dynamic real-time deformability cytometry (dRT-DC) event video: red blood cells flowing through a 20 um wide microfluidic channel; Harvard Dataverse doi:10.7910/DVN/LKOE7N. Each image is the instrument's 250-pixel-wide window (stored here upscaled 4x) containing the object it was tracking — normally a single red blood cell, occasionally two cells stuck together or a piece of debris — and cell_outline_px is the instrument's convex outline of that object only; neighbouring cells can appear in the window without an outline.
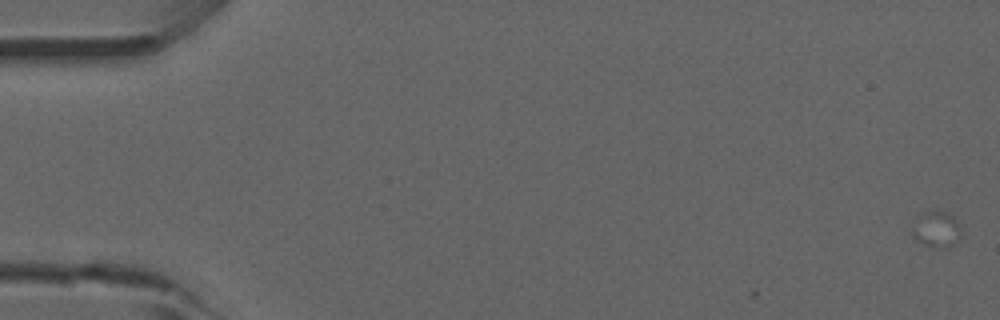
{"species": "common noctule bat (a hibernating species)", "species_latin": "Nyctalus noctula", "temperature_condition": "room temperature", "stored_images_in_passage": 1, "camera_frame_rate_fps": 3000, "um_per_image_px": 0.085, "animal": {"sex": "male", "forearm_length_mm": 52.5}, "frame": {"image": 1, "passage_image": 1, "time_ms": 0.0, "image_size_px": [1000, 320], "cell_outline_px": [[960, 236], [948, 248], [936, 248], [924, 244], [912, 236], [912, 228], [920, 212], [948, 212], [956, 220], [960, 228]], "centroid_in_image_um": [79.58, 19.5], "position_along_channel_um": 5.4, "area_um2": 10.06}}